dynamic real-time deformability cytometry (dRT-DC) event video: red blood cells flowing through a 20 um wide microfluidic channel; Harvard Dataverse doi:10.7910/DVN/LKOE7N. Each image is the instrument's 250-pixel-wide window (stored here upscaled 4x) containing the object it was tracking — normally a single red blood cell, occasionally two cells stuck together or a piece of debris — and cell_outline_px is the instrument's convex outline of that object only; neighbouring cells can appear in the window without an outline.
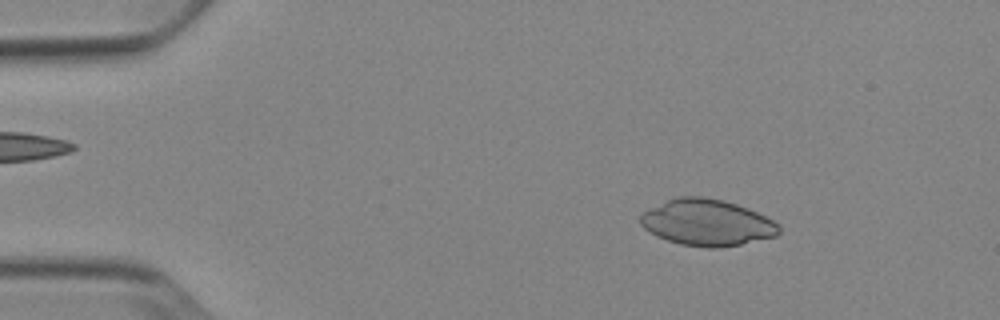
{"species": "Egyptian fruit bat (a non-hibernating species)", "species_latin": "Rousettus aegyptiacus", "temperature_condition": "cold", "stored_images_in_passage": 51, "camera_frame_rate_fps": 3000, "um_per_image_px": 0.085, "animal": {"sex": "female"}, "frame": {"image": 1, "passage_image": 7, "time_ms": 2.0, "image_size_px": [1000, 320], "cell_outline_px": [[780, 232], [776, 236], [740, 244], [716, 248], [708, 248], [680, 244], [656, 236], [644, 228], [640, 224], [640, 216], [644, 212], [676, 196], [704, 196], [724, 200], [748, 208], [780, 224]], "centroid_in_image_um": [60.1, 18.92], "position_along_channel_um": 24.9, "area_um2": 37.28}}